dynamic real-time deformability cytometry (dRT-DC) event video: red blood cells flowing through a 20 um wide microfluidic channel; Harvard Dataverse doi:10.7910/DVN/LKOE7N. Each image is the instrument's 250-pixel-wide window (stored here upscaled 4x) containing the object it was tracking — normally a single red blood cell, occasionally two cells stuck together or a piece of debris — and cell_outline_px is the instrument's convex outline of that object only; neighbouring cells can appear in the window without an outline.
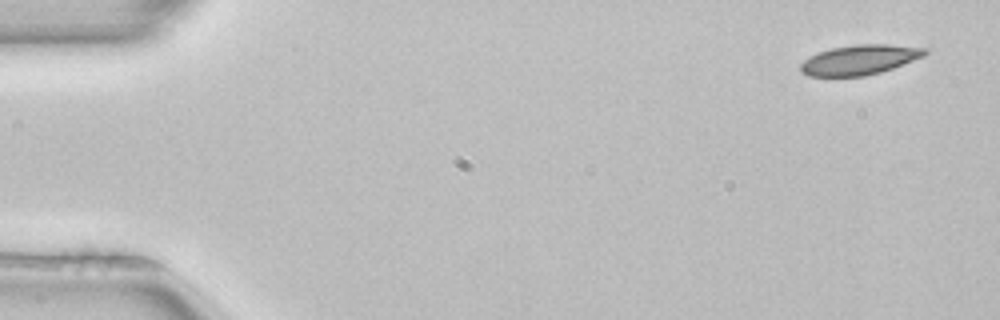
{"species": "common noctule bat (a hibernating species)", "species_latin": "Nyctalus noctula", "temperature_condition": "room temperature", "stored_images_in_passage": 3, "camera_frame_rate_fps": 3000, "um_per_image_px": 0.085, "animal": {"sex": "female", "body_mass_g": 22.7, "forearm_length_mm": 54.2}, "frame": {"image": 1, "passage_image": 1, "time_ms": 0.0, "image_size_px": [1000, 320], "cell_outline_px": [[928, 52], [924, 56], [892, 68], [880, 72], [864, 76], [808, 76], [800, 72], [800, 64], [804, 60], [820, 52], [832, 48], [856, 44], [888, 44], [928, 48]], "centroid_in_image_um": [73.08, 5.08], "position_along_channel_um": 11.9, "area_um2": 21.5}}